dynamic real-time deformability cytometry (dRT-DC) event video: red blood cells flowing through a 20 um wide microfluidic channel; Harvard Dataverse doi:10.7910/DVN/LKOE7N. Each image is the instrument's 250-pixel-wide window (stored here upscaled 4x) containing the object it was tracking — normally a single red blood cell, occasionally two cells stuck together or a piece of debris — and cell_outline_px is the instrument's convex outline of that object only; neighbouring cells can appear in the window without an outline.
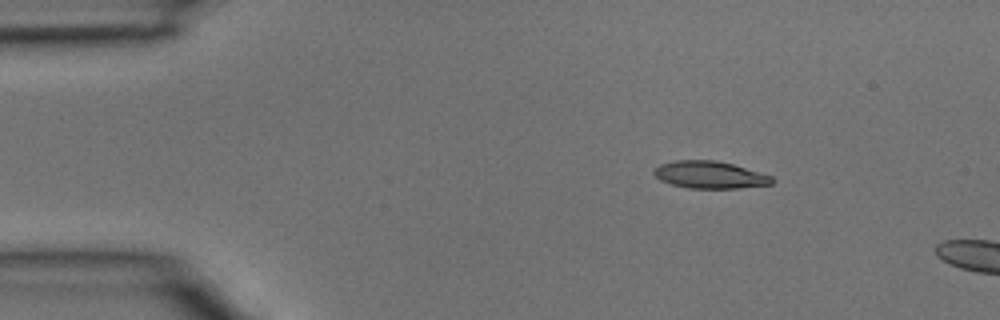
{"species": "common noctule bat (a hibernating species)", "species_latin": "Nyctalus noctula", "temperature_condition": "room temperature", "stored_images_in_passage": 2, "camera_frame_rate_fps": 3000, "um_per_image_px": 0.085, "animal": {"sex": "male", "body_mass_g": 15.6}, "frame": {"image": 1, "passage_image": 1, "time_ms": 0.0, "image_size_px": [1000, 320], "cell_outline_px": [[776, 180], [772, 184], [740, 188], [688, 188], [672, 184], [660, 180], [652, 172], [660, 164], [676, 160], [716, 160], [732, 164], [772, 176]], "centroid_in_image_um": [60.35, 14.86], "position_along_channel_um": 24.7, "area_um2": 18.67}}